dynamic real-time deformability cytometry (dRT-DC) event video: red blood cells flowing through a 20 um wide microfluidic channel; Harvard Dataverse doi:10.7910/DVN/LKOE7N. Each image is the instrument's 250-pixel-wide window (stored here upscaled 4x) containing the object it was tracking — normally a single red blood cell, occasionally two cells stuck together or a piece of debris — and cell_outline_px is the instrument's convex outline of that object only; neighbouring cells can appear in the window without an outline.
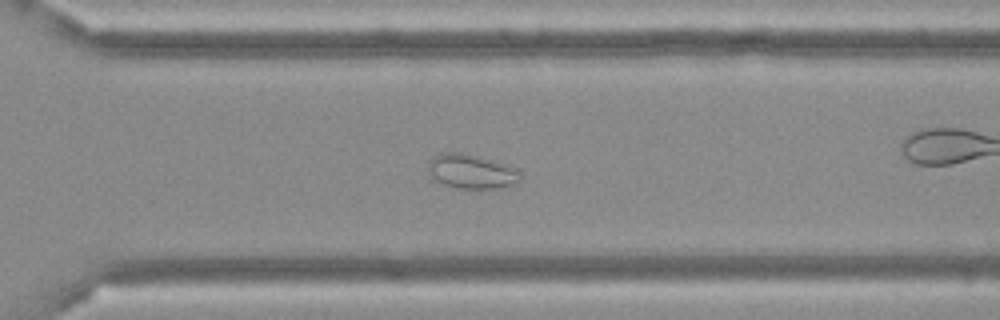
{"species": "Egyptian fruit bat (a non-hibernating species)", "species_latin": "Rousettus aegyptiacus", "temperature_condition": "cold", "stored_images_in_passage": 39, "camera_frame_rate_fps": 3000, "um_per_image_px": 0.085, "frame": {"image": 1, "passage_image": 23, "time_ms": 7.333, "image_size_px": [1000, 320], "cell_outline_px": [[520, 180], [512, 184], [500, 188], [460, 188], [444, 184], [432, 180], [428, 172], [428, 164], [440, 152], [460, 152], [492, 160], [504, 164], [512, 168], [516, 172]], "centroid_in_image_um": [39.98, 14.58], "position_along_channel_um": 330.6, "area_um2": 17.98}}